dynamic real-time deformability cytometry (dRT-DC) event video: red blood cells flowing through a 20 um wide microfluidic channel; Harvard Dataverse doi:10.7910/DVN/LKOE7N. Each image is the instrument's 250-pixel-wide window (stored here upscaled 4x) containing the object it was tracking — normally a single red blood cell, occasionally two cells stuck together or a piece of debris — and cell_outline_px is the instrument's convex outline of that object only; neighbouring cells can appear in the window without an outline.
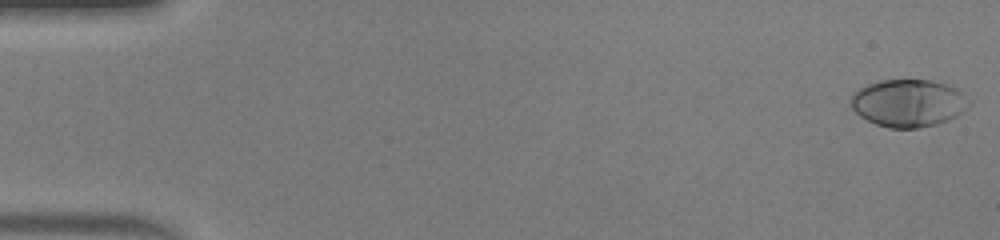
{"species": "human", "species_latin": "Homo sapiens", "temperature_condition": "warm", "stored_images_in_passage": 48, "camera_frame_rate_fps": 3000, "um_per_image_px": 0.085, "donor": {"sex": "male"}, "frame": {"image": 1, "passage_image": 1, "time_ms": 0.0, "image_size_px": [1000, 240], "cell_outline_px": [[972, 104], [956, 116], [936, 124], [920, 128], [888, 128], [876, 124], [860, 116], [852, 108], [852, 96], [860, 88], [868, 84], [880, 80], [932, 80], [956, 88], [972, 100]], "centroid_in_image_um": [77.25, 8.76], "position_along_channel_um": 7.8, "area_um2": 32.6}}
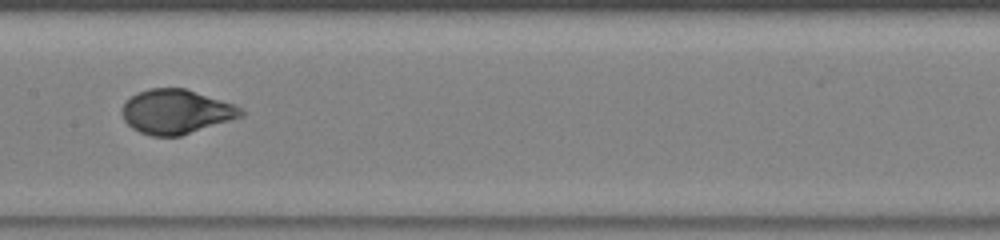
{"frame": {"image": 2, "passage_image": 25, "time_ms": 8.0, "image_size_px": [1000, 240], "cell_outline_px": [[244, 116], [232, 120], [180, 136], [152, 136], [140, 132], [132, 128], [124, 120], [120, 112], [120, 108], [136, 92], [148, 88], [184, 88], [232, 104], [240, 108], [244, 112]], "centroid_in_image_um": [14.93, 9.5], "position_along_channel_um": 192.5, "area_um2": 30.63}}
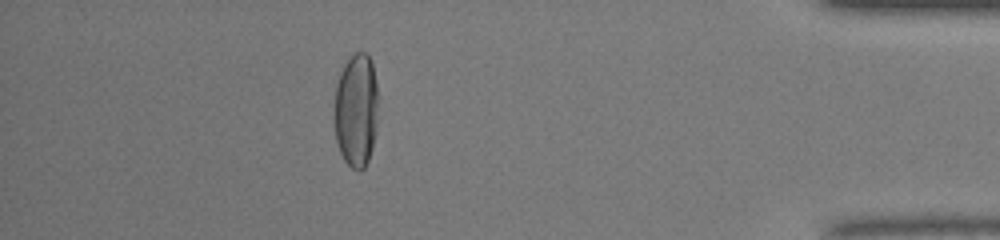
{"frame": {"image": 3, "passage_image": 43, "time_ms": 14.0, "image_size_px": [1000, 240], "cell_outline_px": [[376, 128], [372, 148], [368, 160], [364, 168], [352, 168], [344, 160], [340, 152], [336, 140], [332, 116], [332, 112], [336, 84], [340, 72], [344, 64], [356, 52], [368, 52], [372, 60], [376, 84]], "centroid_in_image_um": [30.23, 9.34], "position_along_channel_um": 405.0, "area_um2": 29.36}, "authors_computed_cell_mechanics": {"area_um2": 31.2698, "velocity_mm_per_s": 4.2975, "shape_relaxation_time_tau1_ms": 3.5272, "shape_relaxation_time_tau2_ms": null, "deformation_change_tau1": 0.2232, "deformation_change_tau2": null}}